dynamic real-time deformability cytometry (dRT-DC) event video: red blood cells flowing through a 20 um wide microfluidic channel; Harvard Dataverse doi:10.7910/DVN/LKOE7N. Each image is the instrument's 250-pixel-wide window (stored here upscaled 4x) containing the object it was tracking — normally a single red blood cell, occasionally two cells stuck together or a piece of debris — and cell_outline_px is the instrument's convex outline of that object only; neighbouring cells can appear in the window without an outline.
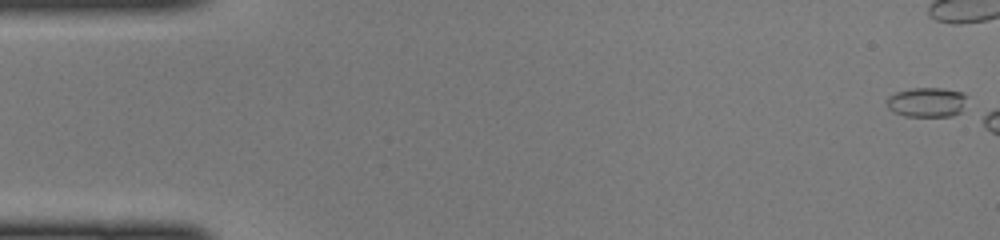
{"species": "common noctule bat (a hibernating species)", "species_latin": "Nyctalus noctula", "temperature_condition": "cold", "stored_images_in_passage": 5, "camera_frame_rate_fps": 3000, "um_per_image_px": 0.085, "animal": {"sex": "female", "body_mass_g": 22.0, "forearm_length_mm": 56.7}, "frame": {"image": 1, "passage_image": 1, "time_ms": 0.0, "image_size_px": [1000, 240], "cell_outline_px": [[968, 96], [960, 112], [952, 116], [904, 116], [888, 108], [888, 96], [896, 92], [912, 88], [944, 88], [964, 92]], "centroid_in_image_um": [78.82, 8.67], "position_along_channel_um": 6.2, "area_um2": 13.87}}